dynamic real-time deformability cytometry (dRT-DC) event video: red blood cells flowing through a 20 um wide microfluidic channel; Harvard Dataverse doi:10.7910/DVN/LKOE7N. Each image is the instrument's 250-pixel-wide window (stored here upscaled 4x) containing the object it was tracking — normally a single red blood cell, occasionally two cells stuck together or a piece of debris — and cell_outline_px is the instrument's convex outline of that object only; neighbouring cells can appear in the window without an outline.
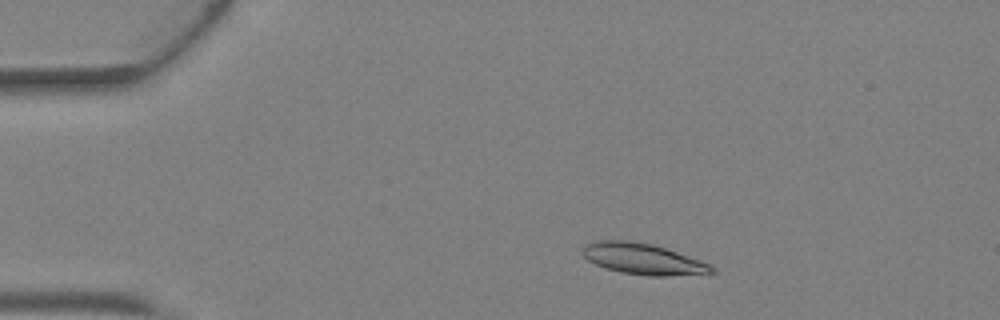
{"species": "Egyptian fruit bat (a non-hibernating species)", "species_latin": "Rousettus aegyptiacus", "temperature_condition": "warm", "stored_images_in_passage": 2, "camera_frame_rate_fps": 3000, "um_per_image_px": 0.085, "animal": {"sex": "female"}, "frame": {"image": 1, "passage_image": 1, "time_ms": 0.0, "image_size_px": [1000, 320], "cell_outline_px": [[716, 272], [664, 276], [648, 276], [620, 272], [604, 268], [588, 260], [580, 252], [584, 244], [596, 240], [632, 240], [652, 244], [700, 260], [716, 268]], "centroid_in_image_um": [54.58, 22.0], "position_along_channel_um": 30.4, "area_um2": 23.35}}